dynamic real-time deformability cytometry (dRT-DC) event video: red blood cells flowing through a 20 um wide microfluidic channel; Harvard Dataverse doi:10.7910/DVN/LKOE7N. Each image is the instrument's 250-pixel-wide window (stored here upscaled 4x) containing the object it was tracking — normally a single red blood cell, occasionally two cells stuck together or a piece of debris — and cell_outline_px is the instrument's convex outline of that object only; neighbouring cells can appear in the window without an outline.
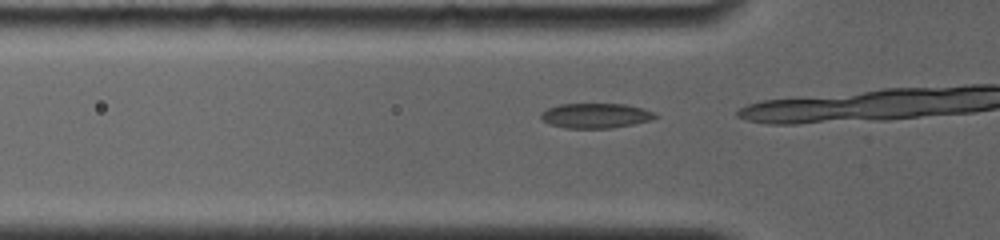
{"species": "common noctule bat (a hibernating species)", "species_latin": "Nyctalus noctula", "temperature_condition": "room temperature", "stored_images_in_passage": 4, "camera_frame_rate_fps": 4000, "um_per_image_px": 0.085, "animal": {"sex": "female", "body_mass_g": 19.0, "forearm_length_mm": 56.7}, "frame": {"image": 1, "passage_image": 2, "time_ms": 0.25, "image_size_px": [1000, 240], "cell_outline_px": [[656, 116], [652, 120], [612, 128], [564, 128], [548, 124], [540, 116], [540, 112], [548, 108], [560, 104], [624, 104], [640, 108], [652, 112]], "centroid_in_image_um": [50.57, 9.84], "position_along_channel_um": 75.2, "area_um2": 16.42}}